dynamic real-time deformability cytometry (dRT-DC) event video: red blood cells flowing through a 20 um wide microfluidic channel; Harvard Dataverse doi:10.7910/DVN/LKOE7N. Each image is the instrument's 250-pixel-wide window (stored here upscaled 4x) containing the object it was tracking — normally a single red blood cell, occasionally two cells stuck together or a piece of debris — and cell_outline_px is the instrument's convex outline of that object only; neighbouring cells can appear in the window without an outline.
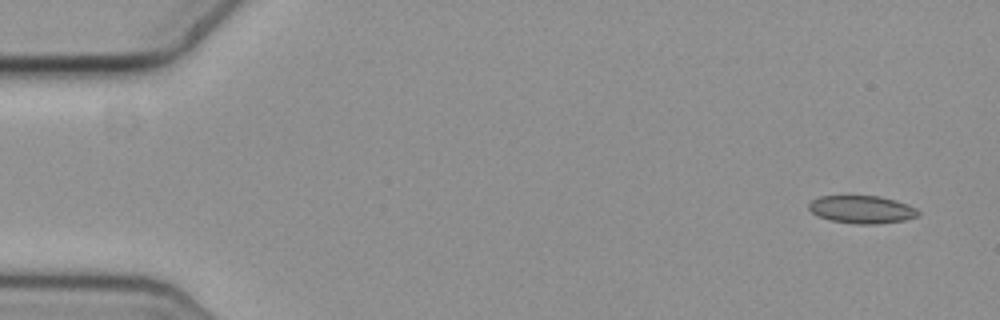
{"species": "common noctule bat (a hibernating species)", "species_latin": "Nyctalus noctula", "temperature_condition": "cold", "stored_images_in_passage": 55, "camera_frame_rate_fps": 3000, "um_per_image_px": 0.085, "animal": {"sex": "female", "body_mass_g": 19.3, "forearm_length_mm": 54.1}, "frame": {"image": 1, "passage_image": 1, "time_ms": 0.0, "image_size_px": [1000, 320], "cell_outline_px": [[920, 216], [904, 220], [880, 224], [852, 224], [832, 220], [816, 216], [808, 208], [808, 204], [812, 200], [820, 196], [880, 196], [896, 200], [908, 204], [916, 208], [920, 212]], "centroid_in_image_um": [73.28, 17.81], "position_along_channel_um": 11.7, "area_um2": 17.92}}
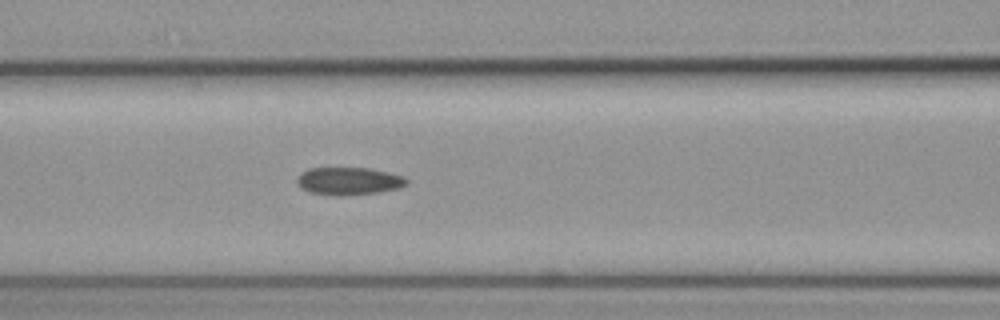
{"frame": {"image": 2, "passage_image": 22, "time_ms": 7.0, "image_size_px": [1000, 320], "cell_outline_px": [[408, 184], [400, 188], [380, 192], [336, 196], [308, 192], [300, 188], [296, 184], [296, 176], [300, 172], [308, 168], [368, 168], [388, 172], [404, 176], [408, 180]], "centroid_in_image_um": [29.61, 15.39], "position_along_channel_um": 137.0, "area_um2": 17.98}}
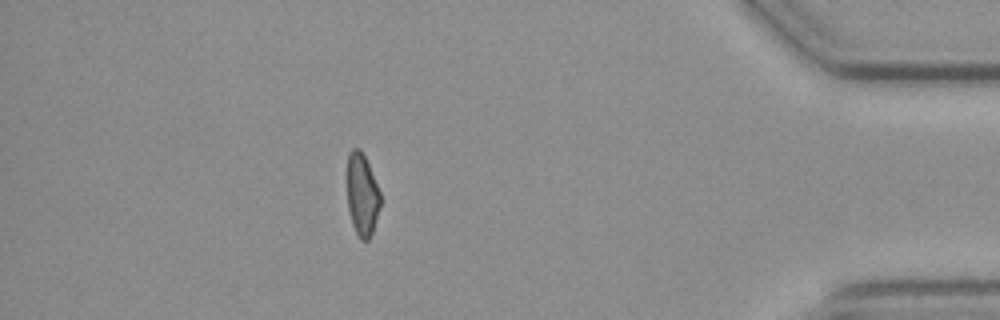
{"frame": {"image": 3, "passage_image": 48, "time_ms": 15.667, "image_size_px": [1000, 320], "cell_outline_px": [[380, 208], [372, 232], [368, 240], [360, 240], [352, 224], [348, 208], [348, 152], [352, 148], [360, 148], [368, 164], [380, 192]], "centroid_in_image_um": [30.78, 16.55], "position_along_channel_um": 404.4, "area_um2": 15.72}, "authors_computed_cell_mechanics": {"area_um2": 17.6868, "velocity_mm_per_s": 3.6534, "shape_relaxation_time_tau1_ms": null, "shape_relaxation_time_tau2_ms": 4.9405, "deformation_change_tau1": null, "deformation_change_tau2": 0.1306}}